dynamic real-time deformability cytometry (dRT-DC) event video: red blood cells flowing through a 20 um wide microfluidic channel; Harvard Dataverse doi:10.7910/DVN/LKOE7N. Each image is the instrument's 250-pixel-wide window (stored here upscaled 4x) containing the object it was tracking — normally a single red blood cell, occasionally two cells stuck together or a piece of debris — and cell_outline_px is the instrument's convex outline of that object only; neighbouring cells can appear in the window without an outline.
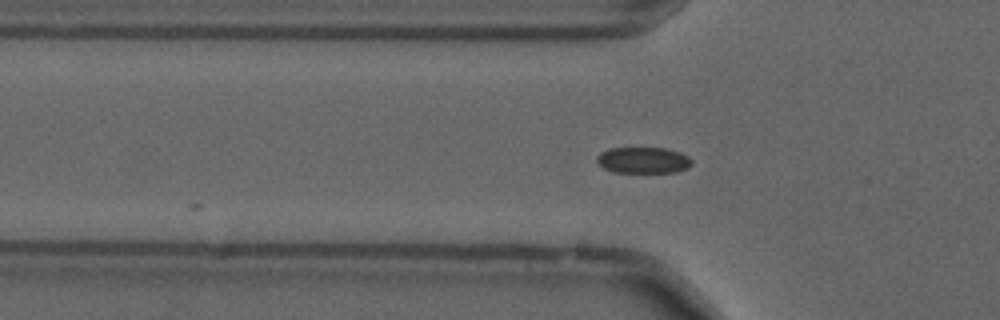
{"species": "common noctule bat (a hibernating species)", "species_latin": "Nyctalus noctula", "temperature_condition": "cold", "stored_images_in_passage": 7, "camera_frame_rate_fps": 3000, "um_per_image_px": 0.085, "animal": {"sex": "male", "forearm_length_mm": 52.5}, "frame": {"image": 1, "passage_image": 2, "time_ms": 0.333, "image_size_px": [1000, 320], "cell_outline_px": [[692, 164], [688, 168], [676, 172], [616, 172], [604, 168], [596, 160], [596, 156], [600, 152], [608, 148], [668, 148], [680, 152], [688, 156], [692, 160]], "centroid_in_image_um": [54.69, 13.61], "position_along_channel_um": 71.1, "area_um2": 14.57}}